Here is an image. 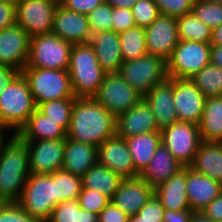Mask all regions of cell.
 Instances as JSON below:
<instances>
[{"mask_svg": "<svg viewBox=\"0 0 222 222\" xmlns=\"http://www.w3.org/2000/svg\"><path fill=\"white\" fill-rule=\"evenodd\" d=\"M135 171L141 175L161 143L160 131L141 133L125 139Z\"/></svg>", "mask_w": 222, "mask_h": 222, "instance_id": "f1b7e54d", "label": "cell"}, {"mask_svg": "<svg viewBox=\"0 0 222 222\" xmlns=\"http://www.w3.org/2000/svg\"><path fill=\"white\" fill-rule=\"evenodd\" d=\"M21 73L29 83L36 106L52 100L77 98L68 70L24 67Z\"/></svg>", "mask_w": 222, "mask_h": 222, "instance_id": "5b68a950", "label": "cell"}, {"mask_svg": "<svg viewBox=\"0 0 222 222\" xmlns=\"http://www.w3.org/2000/svg\"><path fill=\"white\" fill-rule=\"evenodd\" d=\"M143 99L150 106L159 130L179 122L173 104V78L151 88Z\"/></svg>", "mask_w": 222, "mask_h": 222, "instance_id": "44dd1931", "label": "cell"}, {"mask_svg": "<svg viewBox=\"0 0 222 222\" xmlns=\"http://www.w3.org/2000/svg\"><path fill=\"white\" fill-rule=\"evenodd\" d=\"M16 135L22 141L35 142V140L66 139L67 131L59 125V122L49 120V117L36 109Z\"/></svg>", "mask_w": 222, "mask_h": 222, "instance_id": "4316f807", "label": "cell"}, {"mask_svg": "<svg viewBox=\"0 0 222 222\" xmlns=\"http://www.w3.org/2000/svg\"><path fill=\"white\" fill-rule=\"evenodd\" d=\"M55 179L56 206L64 201L78 200L82 179L63 169L50 174Z\"/></svg>", "mask_w": 222, "mask_h": 222, "instance_id": "e575fe53", "label": "cell"}, {"mask_svg": "<svg viewBox=\"0 0 222 222\" xmlns=\"http://www.w3.org/2000/svg\"><path fill=\"white\" fill-rule=\"evenodd\" d=\"M128 222H147V221H138V215L135 214V215L129 216Z\"/></svg>", "mask_w": 222, "mask_h": 222, "instance_id": "94428289", "label": "cell"}, {"mask_svg": "<svg viewBox=\"0 0 222 222\" xmlns=\"http://www.w3.org/2000/svg\"><path fill=\"white\" fill-rule=\"evenodd\" d=\"M76 98H64L40 103L37 109L49 120L59 122L68 131L71 121L72 107Z\"/></svg>", "mask_w": 222, "mask_h": 222, "instance_id": "d590c367", "label": "cell"}, {"mask_svg": "<svg viewBox=\"0 0 222 222\" xmlns=\"http://www.w3.org/2000/svg\"><path fill=\"white\" fill-rule=\"evenodd\" d=\"M136 26L131 9L113 7L112 30L120 33Z\"/></svg>", "mask_w": 222, "mask_h": 222, "instance_id": "f6af8a7d", "label": "cell"}, {"mask_svg": "<svg viewBox=\"0 0 222 222\" xmlns=\"http://www.w3.org/2000/svg\"><path fill=\"white\" fill-rule=\"evenodd\" d=\"M137 1L138 0H105V2L110 4L112 7H119L125 9H132V7Z\"/></svg>", "mask_w": 222, "mask_h": 222, "instance_id": "11a10c76", "label": "cell"}, {"mask_svg": "<svg viewBox=\"0 0 222 222\" xmlns=\"http://www.w3.org/2000/svg\"><path fill=\"white\" fill-rule=\"evenodd\" d=\"M79 222H99L98 215L87 211L86 209L80 208L79 205Z\"/></svg>", "mask_w": 222, "mask_h": 222, "instance_id": "db71d44e", "label": "cell"}, {"mask_svg": "<svg viewBox=\"0 0 222 222\" xmlns=\"http://www.w3.org/2000/svg\"><path fill=\"white\" fill-rule=\"evenodd\" d=\"M211 45L222 46V24L212 30Z\"/></svg>", "mask_w": 222, "mask_h": 222, "instance_id": "9f6ffc18", "label": "cell"}, {"mask_svg": "<svg viewBox=\"0 0 222 222\" xmlns=\"http://www.w3.org/2000/svg\"><path fill=\"white\" fill-rule=\"evenodd\" d=\"M205 95L190 79L173 78V104L179 122L199 124Z\"/></svg>", "mask_w": 222, "mask_h": 222, "instance_id": "5bb4252c", "label": "cell"}, {"mask_svg": "<svg viewBox=\"0 0 222 222\" xmlns=\"http://www.w3.org/2000/svg\"><path fill=\"white\" fill-rule=\"evenodd\" d=\"M111 200L104 194L91 190L82 188L79 194L78 202L80 208L86 209L87 211L93 212L97 215L100 214L101 210L110 202Z\"/></svg>", "mask_w": 222, "mask_h": 222, "instance_id": "ab89813d", "label": "cell"}, {"mask_svg": "<svg viewBox=\"0 0 222 222\" xmlns=\"http://www.w3.org/2000/svg\"><path fill=\"white\" fill-rule=\"evenodd\" d=\"M0 222H40L16 202L0 203Z\"/></svg>", "mask_w": 222, "mask_h": 222, "instance_id": "b9f144b4", "label": "cell"}, {"mask_svg": "<svg viewBox=\"0 0 222 222\" xmlns=\"http://www.w3.org/2000/svg\"><path fill=\"white\" fill-rule=\"evenodd\" d=\"M56 8L54 0H22L16 6V23L30 37L51 33Z\"/></svg>", "mask_w": 222, "mask_h": 222, "instance_id": "7c38bea8", "label": "cell"}, {"mask_svg": "<svg viewBox=\"0 0 222 222\" xmlns=\"http://www.w3.org/2000/svg\"><path fill=\"white\" fill-rule=\"evenodd\" d=\"M160 11V14H165L173 17H180L184 14L192 12L194 0H153Z\"/></svg>", "mask_w": 222, "mask_h": 222, "instance_id": "7bdbcfd3", "label": "cell"}, {"mask_svg": "<svg viewBox=\"0 0 222 222\" xmlns=\"http://www.w3.org/2000/svg\"><path fill=\"white\" fill-rule=\"evenodd\" d=\"M113 7L104 2L87 14L92 33L112 30Z\"/></svg>", "mask_w": 222, "mask_h": 222, "instance_id": "f35d334b", "label": "cell"}, {"mask_svg": "<svg viewBox=\"0 0 222 222\" xmlns=\"http://www.w3.org/2000/svg\"><path fill=\"white\" fill-rule=\"evenodd\" d=\"M154 194V188L148 185L140 176L123 178L111 202L129 216L137 212Z\"/></svg>", "mask_w": 222, "mask_h": 222, "instance_id": "d6986e66", "label": "cell"}, {"mask_svg": "<svg viewBox=\"0 0 222 222\" xmlns=\"http://www.w3.org/2000/svg\"><path fill=\"white\" fill-rule=\"evenodd\" d=\"M178 36L182 41L211 43L212 29L191 12L177 18Z\"/></svg>", "mask_w": 222, "mask_h": 222, "instance_id": "1f68e13d", "label": "cell"}, {"mask_svg": "<svg viewBox=\"0 0 222 222\" xmlns=\"http://www.w3.org/2000/svg\"><path fill=\"white\" fill-rule=\"evenodd\" d=\"M24 141L29 153L30 174H51L62 169L65 139Z\"/></svg>", "mask_w": 222, "mask_h": 222, "instance_id": "2e32d148", "label": "cell"}, {"mask_svg": "<svg viewBox=\"0 0 222 222\" xmlns=\"http://www.w3.org/2000/svg\"><path fill=\"white\" fill-rule=\"evenodd\" d=\"M116 135V118L94 97H77L67 137L98 147Z\"/></svg>", "mask_w": 222, "mask_h": 222, "instance_id": "6da1fadb", "label": "cell"}, {"mask_svg": "<svg viewBox=\"0 0 222 222\" xmlns=\"http://www.w3.org/2000/svg\"><path fill=\"white\" fill-rule=\"evenodd\" d=\"M19 73L12 67L0 65V94Z\"/></svg>", "mask_w": 222, "mask_h": 222, "instance_id": "816d5d0a", "label": "cell"}, {"mask_svg": "<svg viewBox=\"0 0 222 222\" xmlns=\"http://www.w3.org/2000/svg\"><path fill=\"white\" fill-rule=\"evenodd\" d=\"M8 129L10 128L8 125L2 124L0 122V153L6 148V146L8 145V143L16 136V133L13 134L12 138L5 144L4 143V137H3V129Z\"/></svg>", "mask_w": 222, "mask_h": 222, "instance_id": "680465c9", "label": "cell"}, {"mask_svg": "<svg viewBox=\"0 0 222 222\" xmlns=\"http://www.w3.org/2000/svg\"><path fill=\"white\" fill-rule=\"evenodd\" d=\"M209 3H222V0H204Z\"/></svg>", "mask_w": 222, "mask_h": 222, "instance_id": "be15d7a7", "label": "cell"}, {"mask_svg": "<svg viewBox=\"0 0 222 222\" xmlns=\"http://www.w3.org/2000/svg\"><path fill=\"white\" fill-rule=\"evenodd\" d=\"M211 44L180 40L167 60L169 78L190 79L210 64Z\"/></svg>", "mask_w": 222, "mask_h": 222, "instance_id": "9c48e42d", "label": "cell"}, {"mask_svg": "<svg viewBox=\"0 0 222 222\" xmlns=\"http://www.w3.org/2000/svg\"><path fill=\"white\" fill-rule=\"evenodd\" d=\"M67 0H54L57 6H63Z\"/></svg>", "mask_w": 222, "mask_h": 222, "instance_id": "6125c7cd", "label": "cell"}, {"mask_svg": "<svg viewBox=\"0 0 222 222\" xmlns=\"http://www.w3.org/2000/svg\"><path fill=\"white\" fill-rule=\"evenodd\" d=\"M16 7L0 1V30L16 23Z\"/></svg>", "mask_w": 222, "mask_h": 222, "instance_id": "c3c4849f", "label": "cell"}, {"mask_svg": "<svg viewBox=\"0 0 222 222\" xmlns=\"http://www.w3.org/2000/svg\"><path fill=\"white\" fill-rule=\"evenodd\" d=\"M164 207L159 198L153 194L147 203L137 212L138 221L163 222Z\"/></svg>", "mask_w": 222, "mask_h": 222, "instance_id": "ee69618b", "label": "cell"}, {"mask_svg": "<svg viewBox=\"0 0 222 222\" xmlns=\"http://www.w3.org/2000/svg\"><path fill=\"white\" fill-rule=\"evenodd\" d=\"M82 188L98 191L110 200L123 178L99 163L93 165L82 177Z\"/></svg>", "mask_w": 222, "mask_h": 222, "instance_id": "4dcf8cb0", "label": "cell"}, {"mask_svg": "<svg viewBox=\"0 0 222 222\" xmlns=\"http://www.w3.org/2000/svg\"><path fill=\"white\" fill-rule=\"evenodd\" d=\"M192 210H182V211H164L163 222H189L192 216Z\"/></svg>", "mask_w": 222, "mask_h": 222, "instance_id": "f907efd6", "label": "cell"}, {"mask_svg": "<svg viewBox=\"0 0 222 222\" xmlns=\"http://www.w3.org/2000/svg\"><path fill=\"white\" fill-rule=\"evenodd\" d=\"M29 175V153L16 135L0 153V203L17 202Z\"/></svg>", "mask_w": 222, "mask_h": 222, "instance_id": "7a4b0ae2", "label": "cell"}, {"mask_svg": "<svg viewBox=\"0 0 222 222\" xmlns=\"http://www.w3.org/2000/svg\"><path fill=\"white\" fill-rule=\"evenodd\" d=\"M98 163L107 167L122 178L140 176L132 161L128 145L124 138L117 135L106 139L97 147Z\"/></svg>", "mask_w": 222, "mask_h": 222, "instance_id": "ac0fdd59", "label": "cell"}, {"mask_svg": "<svg viewBox=\"0 0 222 222\" xmlns=\"http://www.w3.org/2000/svg\"><path fill=\"white\" fill-rule=\"evenodd\" d=\"M104 2L105 0H67L63 6L71 11L87 15Z\"/></svg>", "mask_w": 222, "mask_h": 222, "instance_id": "7dc6e473", "label": "cell"}, {"mask_svg": "<svg viewBox=\"0 0 222 222\" xmlns=\"http://www.w3.org/2000/svg\"><path fill=\"white\" fill-rule=\"evenodd\" d=\"M16 203L32 217L46 222L56 207L55 179L50 174H30Z\"/></svg>", "mask_w": 222, "mask_h": 222, "instance_id": "8992f818", "label": "cell"}, {"mask_svg": "<svg viewBox=\"0 0 222 222\" xmlns=\"http://www.w3.org/2000/svg\"><path fill=\"white\" fill-rule=\"evenodd\" d=\"M30 38L17 23L0 30V65L22 72L29 58Z\"/></svg>", "mask_w": 222, "mask_h": 222, "instance_id": "9a60e30c", "label": "cell"}, {"mask_svg": "<svg viewBox=\"0 0 222 222\" xmlns=\"http://www.w3.org/2000/svg\"><path fill=\"white\" fill-rule=\"evenodd\" d=\"M145 41L148 54L167 61L180 41L177 18L160 14L149 27L145 28Z\"/></svg>", "mask_w": 222, "mask_h": 222, "instance_id": "4fadbf2b", "label": "cell"}, {"mask_svg": "<svg viewBox=\"0 0 222 222\" xmlns=\"http://www.w3.org/2000/svg\"><path fill=\"white\" fill-rule=\"evenodd\" d=\"M136 26L147 28L160 15L159 8L153 0H138L132 7Z\"/></svg>", "mask_w": 222, "mask_h": 222, "instance_id": "74e56055", "label": "cell"}, {"mask_svg": "<svg viewBox=\"0 0 222 222\" xmlns=\"http://www.w3.org/2000/svg\"><path fill=\"white\" fill-rule=\"evenodd\" d=\"M190 80L205 95L222 97V68L208 64L197 72Z\"/></svg>", "mask_w": 222, "mask_h": 222, "instance_id": "836d02e7", "label": "cell"}, {"mask_svg": "<svg viewBox=\"0 0 222 222\" xmlns=\"http://www.w3.org/2000/svg\"><path fill=\"white\" fill-rule=\"evenodd\" d=\"M161 143L183 166L190 167L202 142L197 124L176 122L160 130Z\"/></svg>", "mask_w": 222, "mask_h": 222, "instance_id": "30bf717a", "label": "cell"}, {"mask_svg": "<svg viewBox=\"0 0 222 222\" xmlns=\"http://www.w3.org/2000/svg\"><path fill=\"white\" fill-rule=\"evenodd\" d=\"M160 131L150 106L142 99L116 118V135L129 138L141 133Z\"/></svg>", "mask_w": 222, "mask_h": 222, "instance_id": "ffe728a7", "label": "cell"}, {"mask_svg": "<svg viewBox=\"0 0 222 222\" xmlns=\"http://www.w3.org/2000/svg\"><path fill=\"white\" fill-rule=\"evenodd\" d=\"M202 212L213 222H222V192L216 199L210 202Z\"/></svg>", "mask_w": 222, "mask_h": 222, "instance_id": "681fc988", "label": "cell"}, {"mask_svg": "<svg viewBox=\"0 0 222 222\" xmlns=\"http://www.w3.org/2000/svg\"><path fill=\"white\" fill-rule=\"evenodd\" d=\"M99 222H128L129 215L115 206L111 201L98 215Z\"/></svg>", "mask_w": 222, "mask_h": 222, "instance_id": "bcb514c9", "label": "cell"}, {"mask_svg": "<svg viewBox=\"0 0 222 222\" xmlns=\"http://www.w3.org/2000/svg\"><path fill=\"white\" fill-rule=\"evenodd\" d=\"M118 73L142 96L169 78L167 61L151 54L123 62Z\"/></svg>", "mask_w": 222, "mask_h": 222, "instance_id": "52a82bcc", "label": "cell"}, {"mask_svg": "<svg viewBox=\"0 0 222 222\" xmlns=\"http://www.w3.org/2000/svg\"><path fill=\"white\" fill-rule=\"evenodd\" d=\"M68 73L75 97H93L106 74L89 43L72 46Z\"/></svg>", "mask_w": 222, "mask_h": 222, "instance_id": "3957f363", "label": "cell"}, {"mask_svg": "<svg viewBox=\"0 0 222 222\" xmlns=\"http://www.w3.org/2000/svg\"><path fill=\"white\" fill-rule=\"evenodd\" d=\"M186 187L190 209L202 211L222 192V185L186 167Z\"/></svg>", "mask_w": 222, "mask_h": 222, "instance_id": "603a6c76", "label": "cell"}, {"mask_svg": "<svg viewBox=\"0 0 222 222\" xmlns=\"http://www.w3.org/2000/svg\"><path fill=\"white\" fill-rule=\"evenodd\" d=\"M222 185V142H201L190 166Z\"/></svg>", "mask_w": 222, "mask_h": 222, "instance_id": "83f0119b", "label": "cell"}, {"mask_svg": "<svg viewBox=\"0 0 222 222\" xmlns=\"http://www.w3.org/2000/svg\"><path fill=\"white\" fill-rule=\"evenodd\" d=\"M210 63L222 68V46L211 45Z\"/></svg>", "mask_w": 222, "mask_h": 222, "instance_id": "f5cc1de1", "label": "cell"}, {"mask_svg": "<svg viewBox=\"0 0 222 222\" xmlns=\"http://www.w3.org/2000/svg\"><path fill=\"white\" fill-rule=\"evenodd\" d=\"M72 44L54 33H46L30 38L27 65L42 69L68 70Z\"/></svg>", "mask_w": 222, "mask_h": 222, "instance_id": "ba28073f", "label": "cell"}, {"mask_svg": "<svg viewBox=\"0 0 222 222\" xmlns=\"http://www.w3.org/2000/svg\"><path fill=\"white\" fill-rule=\"evenodd\" d=\"M183 166L172 156L168 149L160 143L149 165L140 177L154 189L161 183L176 175Z\"/></svg>", "mask_w": 222, "mask_h": 222, "instance_id": "484cf974", "label": "cell"}, {"mask_svg": "<svg viewBox=\"0 0 222 222\" xmlns=\"http://www.w3.org/2000/svg\"><path fill=\"white\" fill-rule=\"evenodd\" d=\"M0 1L16 7L22 0H0Z\"/></svg>", "mask_w": 222, "mask_h": 222, "instance_id": "91938a15", "label": "cell"}, {"mask_svg": "<svg viewBox=\"0 0 222 222\" xmlns=\"http://www.w3.org/2000/svg\"><path fill=\"white\" fill-rule=\"evenodd\" d=\"M52 33L72 45L87 44L92 35L87 15L64 6L55 10Z\"/></svg>", "mask_w": 222, "mask_h": 222, "instance_id": "e0dca14e", "label": "cell"}, {"mask_svg": "<svg viewBox=\"0 0 222 222\" xmlns=\"http://www.w3.org/2000/svg\"><path fill=\"white\" fill-rule=\"evenodd\" d=\"M192 12L212 30L222 24V3L194 0Z\"/></svg>", "mask_w": 222, "mask_h": 222, "instance_id": "8d00e7d4", "label": "cell"}, {"mask_svg": "<svg viewBox=\"0 0 222 222\" xmlns=\"http://www.w3.org/2000/svg\"><path fill=\"white\" fill-rule=\"evenodd\" d=\"M162 206L170 211L190 209L186 187V167L154 189Z\"/></svg>", "mask_w": 222, "mask_h": 222, "instance_id": "d4e9b609", "label": "cell"}, {"mask_svg": "<svg viewBox=\"0 0 222 222\" xmlns=\"http://www.w3.org/2000/svg\"><path fill=\"white\" fill-rule=\"evenodd\" d=\"M189 222H213L202 211H193Z\"/></svg>", "mask_w": 222, "mask_h": 222, "instance_id": "6f0895ef", "label": "cell"}, {"mask_svg": "<svg viewBox=\"0 0 222 222\" xmlns=\"http://www.w3.org/2000/svg\"><path fill=\"white\" fill-rule=\"evenodd\" d=\"M198 127L203 142H222V97L206 98Z\"/></svg>", "mask_w": 222, "mask_h": 222, "instance_id": "f546056e", "label": "cell"}, {"mask_svg": "<svg viewBox=\"0 0 222 222\" xmlns=\"http://www.w3.org/2000/svg\"><path fill=\"white\" fill-rule=\"evenodd\" d=\"M36 109L29 83L20 72L0 94V122L17 134Z\"/></svg>", "mask_w": 222, "mask_h": 222, "instance_id": "277c9868", "label": "cell"}, {"mask_svg": "<svg viewBox=\"0 0 222 222\" xmlns=\"http://www.w3.org/2000/svg\"><path fill=\"white\" fill-rule=\"evenodd\" d=\"M46 222H79L78 200H68L58 204Z\"/></svg>", "mask_w": 222, "mask_h": 222, "instance_id": "60d3db41", "label": "cell"}, {"mask_svg": "<svg viewBox=\"0 0 222 222\" xmlns=\"http://www.w3.org/2000/svg\"><path fill=\"white\" fill-rule=\"evenodd\" d=\"M115 118L136 106L143 96L133 89L118 72L106 73L93 96Z\"/></svg>", "mask_w": 222, "mask_h": 222, "instance_id": "8fae6325", "label": "cell"}, {"mask_svg": "<svg viewBox=\"0 0 222 222\" xmlns=\"http://www.w3.org/2000/svg\"><path fill=\"white\" fill-rule=\"evenodd\" d=\"M96 163H98L96 146L66 137L63 170L82 177Z\"/></svg>", "mask_w": 222, "mask_h": 222, "instance_id": "cb8c5ba5", "label": "cell"}, {"mask_svg": "<svg viewBox=\"0 0 222 222\" xmlns=\"http://www.w3.org/2000/svg\"><path fill=\"white\" fill-rule=\"evenodd\" d=\"M97 61L106 73L119 72L123 64L119 33L110 31L94 32L89 40Z\"/></svg>", "mask_w": 222, "mask_h": 222, "instance_id": "7402d4cb", "label": "cell"}, {"mask_svg": "<svg viewBox=\"0 0 222 222\" xmlns=\"http://www.w3.org/2000/svg\"><path fill=\"white\" fill-rule=\"evenodd\" d=\"M123 62L147 55L145 28L134 26L119 33Z\"/></svg>", "mask_w": 222, "mask_h": 222, "instance_id": "d6a6232c", "label": "cell"}]
</instances>
